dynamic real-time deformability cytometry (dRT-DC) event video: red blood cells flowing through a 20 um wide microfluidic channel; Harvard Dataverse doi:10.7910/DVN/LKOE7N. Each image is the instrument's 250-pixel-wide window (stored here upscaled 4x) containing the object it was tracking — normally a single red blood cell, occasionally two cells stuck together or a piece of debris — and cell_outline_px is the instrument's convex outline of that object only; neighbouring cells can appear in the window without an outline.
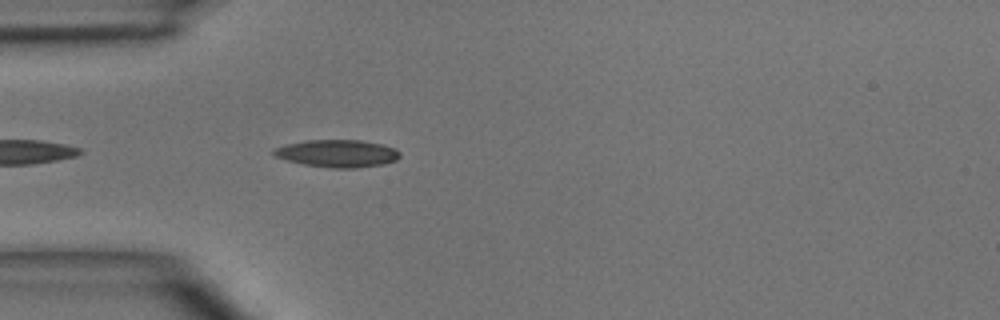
{"species": "common noctule bat (a hibernating species)", "species_latin": "Nyctalus noctula", "temperature_condition": "room temperature", "stored_images_in_passage": 3, "camera_frame_rate_fps": 3000, "um_per_image_px": 0.085, "animal": {"sex": "male", "body_mass_g": 15.6}, "frame": {"image": 1, "passage_image": 3, "time_ms": 2.333, "image_size_px": [1000, 320], "cell_outline_px": [[400, 156], [396, 160], [384, 164], [356, 168], [332, 168], [304, 164], [288, 160], [276, 156], [272, 152], [272, 148], [288, 144], [308, 140], [360, 140], [384, 144], [396, 148], [400, 152]], "centroid_in_image_um": [28.72, 13.04], "position_along_channel_um": 56.3, "area_um2": 20.17}}